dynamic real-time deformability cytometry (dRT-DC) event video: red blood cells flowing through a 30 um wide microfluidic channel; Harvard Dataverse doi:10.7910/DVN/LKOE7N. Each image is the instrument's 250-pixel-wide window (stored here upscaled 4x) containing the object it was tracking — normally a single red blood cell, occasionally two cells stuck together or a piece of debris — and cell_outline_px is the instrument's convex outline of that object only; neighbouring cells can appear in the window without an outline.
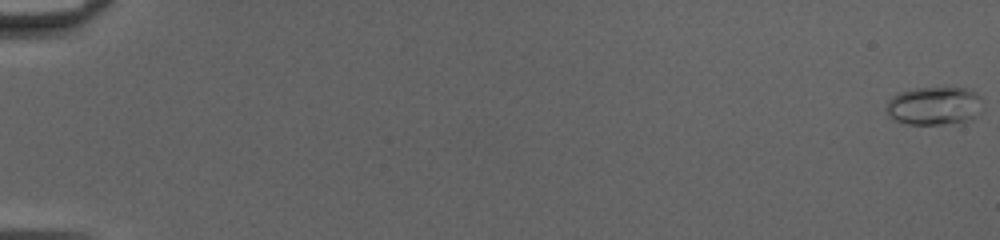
{"species": "common noctule bat (a hibernating species)", "species_latin": "Nyctalus noctula", "temperature_condition": "cold", "stored_images_in_passage": 52, "camera_frame_rate_fps": 3000, "um_per_image_px": 0.085, "animal": {"sex": "female", "body_mass_g": 20.0, "forearm_length_mm": 54.0}, "frame": {"image": 1, "passage_image": 1, "time_ms": 0.0, "image_size_px": [1000, 240], "cell_outline_px": [[984, 112], [972, 120], [964, 124], [908, 124], [896, 120], [888, 116], [884, 108], [888, 100], [892, 96], [900, 92], [912, 88], [968, 88], [976, 92], [984, 100]], "centroid_in_image_um": [79.5, 9.01], "position_along_channel_um": 5.5, "area_um2": 22.48}}
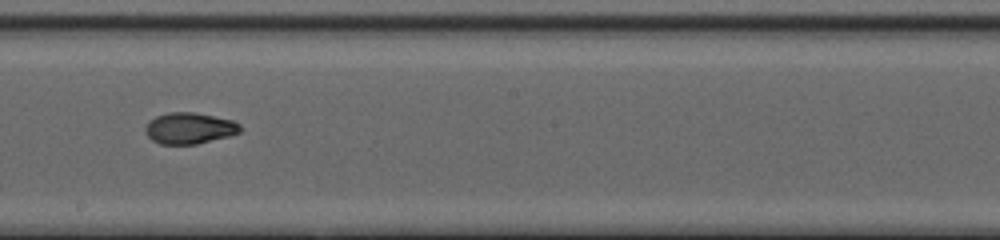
{"frame": {"image": 2, "passage_image": 32, "time_ms": 10.333, "image_size_px": [1000, 240], "cell_outline_px": [[244, 128], [240, 132], [228, 136], [196, 144], [160, 144], [152, 140], [144, 132], [144, 128], [156, 116], [168, 112], [196, 112], [232, 120], [240, 124]], "centroid_in_image_um": [16.12, 10.89], "position_along_channel_um": 232.1, "area_um2": 17.28}}
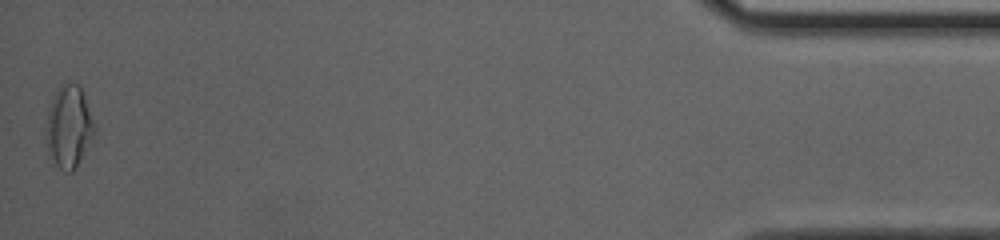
{"frame": {"image": 3, "passage_image": 52, "time_ms": 17.0, "image_size_px": [1000, 240], "cell_outline_px": [[96, 132], [76, 168], [72, 172], [64, 172], [56, 164], [48, 148], [44, 128], [48, 112], [52, 100], [60, 84], [80, 84]], "centroid_in_image_um": [5.84, 10.79], "position_along_channel_um": 429.4, "area_um2": 22.77}, "authors_computed_cell_mechanics": {"area_um2": 17.629, "velocity_mm_per_s": 4.183, "shape_relaxation_time_tau1_ms": null, "shape_relaxation_time_tau2_ms": 1.5151, "deformation_change_tau1": null, "deformation_change_tau2": 0.0562}}